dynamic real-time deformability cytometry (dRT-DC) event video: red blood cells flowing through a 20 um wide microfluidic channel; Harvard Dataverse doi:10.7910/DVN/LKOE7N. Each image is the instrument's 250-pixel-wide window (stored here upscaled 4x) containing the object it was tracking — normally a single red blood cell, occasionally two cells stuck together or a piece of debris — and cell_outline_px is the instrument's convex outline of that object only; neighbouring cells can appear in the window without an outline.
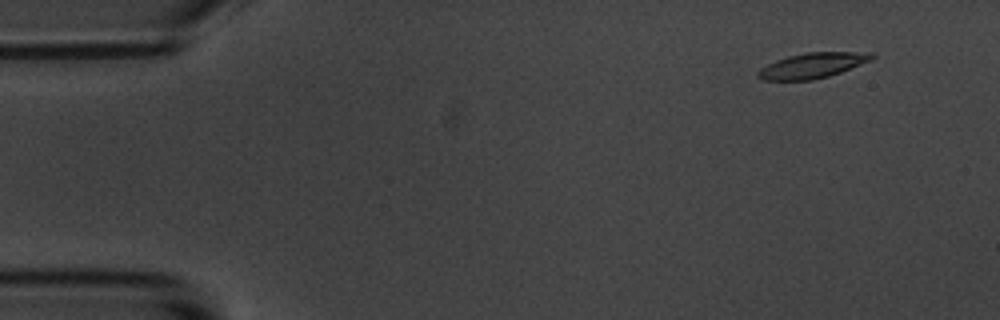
{"species": "common noctule bat (a hibernating species)", "species_latin": "Nyctalus noctula", "temperature_condition": "room temperature", "stored_images_in_passage": 56, "camera_frame_rate_fps": 3000, "um_per_image_px": 0.085, "animal": {"sex": "male", "body_mass_g": 20.1, "forearm_length_mm": 53.5}, "frame": {"image": 1, "passage_image": 5, "time_ms": 1.333, "image_size_px": [1000, 320], "cell_outline_px": [[876, 56], [872, 60], [840, 72], [828, 76], [812, 80], [764, 80], [756, 76], [756, 72], [760, 68], [776, 60], [788, 56], [808, 52], [872, 52]], "centroid_in_image_um": [69.06, 5.56], "position_along_channel_um": 15.9, "area_um2": 16.76}}
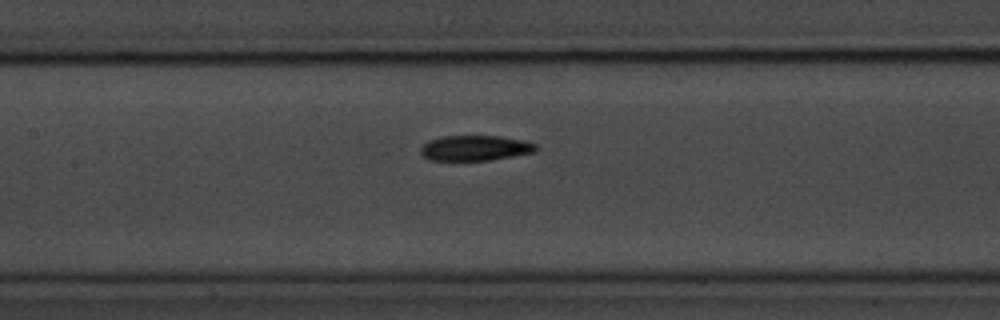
{"frame": {"image": 2, "passage_image": 26, "time_ms": 8.333, "image_size_px": [1000, 320], "cell_outline_px": [[536, 152], [488, 160], [428, 160], [420, 152], [420, 148], [428, 140], [444, 136], [500, 136], [524, 140], [536, 144]], "centroid_in_image_um": [40.38, 12.58], "position_along_channel_um": 167.0, "area_um2": 16.94}}
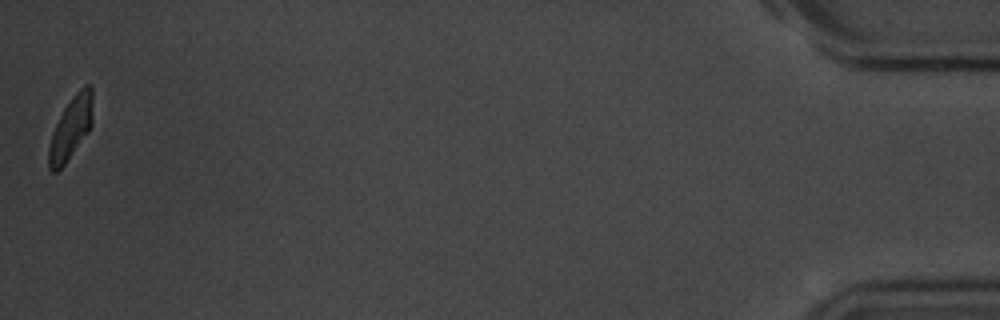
{"frame": {"image": 3, "passage_image": 56, "time_ms": 18.333, "image_size_px": [1000, 320], "cell_outline_px": [[92, 124], [88, 132], [64, 164], [56, 172], [52, 172], [48, 168], [48, 148], [52, 132], [64, 108], [72, 96], [84, 84], [88, 84], [92, 88]], "centroid_in_image_um": [6.01, 10.87], "position_along_channel_um": 429.2, "area_um2": 15.9}, "authors_computed_cell_mechanics": {"area_um2": 17.1955, "velocity_mm_per_s": 3.5726, "shape_relaxation_time_tau1_ms": 4.0877, "shape_relaxation_time_tau2_ms": 4.3929, "deformation_change_tau1": 0.1796, "deformation_change_tau2": 0.0897}}